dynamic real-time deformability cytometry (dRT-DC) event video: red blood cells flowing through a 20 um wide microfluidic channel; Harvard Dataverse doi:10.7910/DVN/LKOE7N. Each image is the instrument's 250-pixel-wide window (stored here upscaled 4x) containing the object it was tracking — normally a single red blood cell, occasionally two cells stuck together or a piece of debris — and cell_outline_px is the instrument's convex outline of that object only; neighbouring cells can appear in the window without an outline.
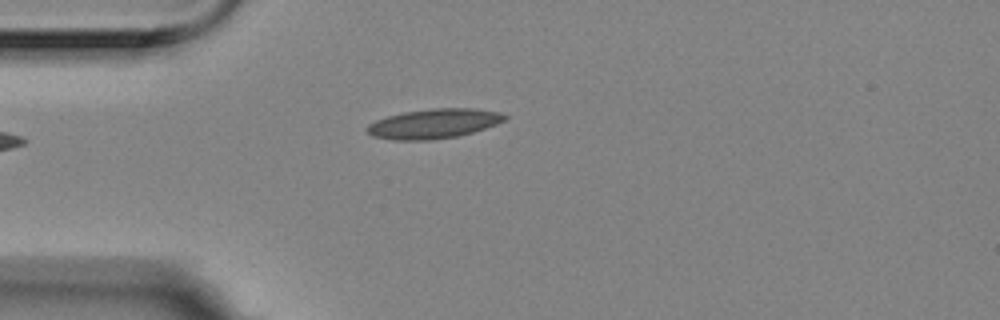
{"species": "Egyptian fruit bat (a non-hibernating species)", "species_latin": "Rousettus aegyptiacus", "temperature_condition": "room temperature", "stored_images_in_passage": 2, "camera_frame_rate_fps": 3000, "um_per_image_px": 0.085, "animal": {"sex": "female"}, "frame": {"image": 1, "passage_image": 2, "time_ms": 0.333, "image_size_px": [1000, 320], "cell_outline_px": [[508, 116], [504, 120], [496, 124], [472, 132], [456, 136], [432, 140], [392, 140], [372, 136], [364, 128], [368, 124], [376, 120], [388, 116], [404, 112], [432, 108], [476, 108], [500, 112]], "centroid_in_image_um": [36.85, 10.51], "position_along_channel_um": 48.2, "area_um2": 23.76}}